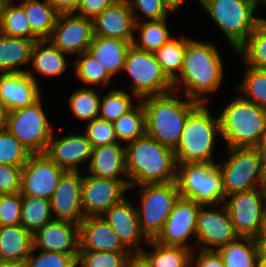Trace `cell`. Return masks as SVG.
<instances>
[{"label":"cell","mask_w":266,"mask_h":267,"mask_svg":"<svg viewBox=\"0 0 266 267\" xmlns=\"http://www.w3.org/2000/svg\"><path fill=\"white\" fill-rule=\"evenodd\" d=\"M220 52L212 41H201L186 35L183 66L173 81V90L182 91L181 94L188 98L209 104L212 100L210 94L220 91L225 77Z\"/></svg>","instance_id":"cell-1"},{"label":"cell","mask_w":266,"mask_h":267,"mask_svg":"<svg viewBox=\"0 0 266 267\" xmlns=\"http://www.w3.org/2000/svg\"><path fill=\"white\" fill-rule=\"evenodd\" d=\"M129 187L170 183L177 178L174 150L145 134L125 145Z\"/></svg>","instance_id":"cell-2"},{"label":"cell","mask_w":266,"mask_h":267,"mask_svg":"<svg viewBox=\"0 0 266 267\" xmlns=\"http://www.w3.org/2000/svg\"><path fill=\"white\" fill-rule=\"evenodd\" d=\"M179 94L172 90L141 99L146 115V134L172 150L179 144L188 115L200 104L183 94L181 98Z\"/></svg>","instance_id":"cell-3"},{"label":"cell","mask_w":266,"mask_h":267,"mask_svg":"<svg viewBox=\"0 0 266 267\" xmlns=\"http://www.w3.org/2000/svg\"><path fill=\"white\" fill-rule=\"evenodd\" d=\"M209 108L208 103H200L188 115L174 150L177 165L217 163L214 151L222 142L219 140L222 139L221 125L219 115L213 114Z\"/></svg>","instance_id":"cell-4"},{"label":"cell","mask_w":266,"mask_h":267,"mask_svg":"<svg viewBox=\"0 0 266 267\" xmlns=\"http://www.w3.org/2000/svg\"><path fill=\"white\" fill-rule=\"evenodd\" d=\"M237 95L218 113L222 140L225 147L256 148L266 127V109Z\"/></svg>","instance_id":"cell-5"},{"label":"cell","mask_w":266,"mask_h":267,"mask_svg":"<svg viewBox=\"0 0 266 267\" xmlns=\"http://www.w3.org/2000/svg\"><path fill=\"white\" fill-rule=\"evenodd\" d=\"M231 45L234 55L259 24L257 0H196Z\"/></svg>","instance_id":"cell-6"},{"label":"cell","mask_w":266,"mask_h":267,"mask_svg":"<svg viewBox=\"0 0 266 267\" xmlns=\"http://www.w3.org/2000/svg\"><path fill=\"white\" fill-rule=\"evenodd\" d=\"M133 188L139 193V204L137 202L135 207L141 231L148 240H153L162 231L180 196L177 182L143 184L129 187V190Z\"/></svg>","instance_id":"cell-7"},{"label":"cell","mask_w":266,"mask_h":267,"mask_svg":"<svg viewBox=\"0 0 266 267\" xmlns=\"http://www.w3.org/2000/svg\"><path fill=\"white\" fill-rule=\"evenodd\" d=\"M176 182L181 197L201 206L224 204L226 194L217 163L177 165Z\"/></svg>","instance_id":"cell-8"},{"label":"cell","mask_w":266,"mask_h":267,"mask_svg":"<svg viewBox=\"0 0 266 267\" xmlns=\"http://www.w3.org/2000/svg\"><path fill=\"white\" fill-rule=\"evenodd\" d=\"M227 157L217 165L223 177L226 196L260 188L263 180V155L256 148L225 147Z\"/></svg>","instance_id":"cell-9"},{"label":"cell","mask_w":266,"mask_h":267,"mask_svg":"<svg viewBox=\"0 0 266 267\" xmlns=\"http://www.w3.org/2000/svg\"><path fill=\"white\" fill-rule=\"evenodd\" d=\"M42 96L33 105L8 111L6 128L31 154L44 153L54 127L48 119Z\"/></svg>","instance_id":"cell-10"},{"label":"cell","mask_w":266,"mask_h":267,"mask_svg":"<svg viewBox=\"0 0 266 267\" xmlns=\"http://www.w3.org/2000/svg\"><path fill=\"white\" fill-rule=\"evenodd\" d=\"M131 77L130 93L140 100L173 90V82L163 72L152 52L140 50L133 45L128 50L123 68V76Z\"/></svg>","instance_id":"cell-11"},{"label":"cell","mask_w":266,"mask_h":267,"mask_svg":"<svg viewBox=\"0 0 266 267\" xmlns=\"http://www.w3.org/2000/svg\"><path fill=\"white\" fill-rule=\"evenodd\" d=\"M224 205L239 237L259 234L266 205V192L261 187L226 196Z\"/></svg>","instance_id":"cell-12"},{"label":"cell","mask_w":266,"mask_h":267,"mask_svg":"<svg viewBox=\"0 0 266 267\" xmlns=\"http://www.w3.org/2000/svg\"><path fill=\"white\" fill-rule=\"evenodd\" d=\"M238 237L224 204L200 207L197 215L196 249L217 251Z\"/></svg>","instance_id":"cell-13"},{"label":"cell","mask_w":266,"mask_h":267,"mask_svg":"<svg viewBox=\"0 0 266 267\" xmlns=\"http://www.w3.org/2000/svg\"><path fill=\"white\" fill-rule=\"evenodd\" d=\"M81 201L84 217L102 216L129 192V180L97 178L82 172Z\"/></svg>","instance_id":"cell-14"},{"label":"cell","mask_w":266,"mask_h":267,"mask_svg":"<svg viewBox=\"0 0 266 267\" xmlns=\"http://www.w3.org/2000/svg\"><path fill=\"white\" fill-rule=\"evenodd\" d=\"M200 207L201 205L195 201L179 196L162 231L154 240L163 245L183 246L194 251L197 215ZM192 238L195 244L193 240L190 242Z\"/></svg>","instance_id":"cell-15"},{"label":"cell","mask_w":266,"mask_h":267,"mask_svg":"<svg viewBox=\"0 0 266 267\" xmlns=\"http://www.w3.org/2000/svg\"><path fill=\"white\" fill-rule=\"evenodd\" d=\"M95 38L94 21L70 13L58 15L49 40L59 50L74 58L86 52Z\"/></svg>","instance_id":"cell-16"},{"label":"cell","mask_w":266,"mask_h":267,"mask_svg":"<svg viewBox=\"0 0 266 267\" xmlns=\"http://www.w3.org/2000/svg\"><path fill=\"white\" fill-rule=\"evenodd\" d=\"M64 172L45 153L31 154L22 167L20 193L50 200Z\"/></svg>","instance_id":"cell-17"},{"label":"cell","mask_w":266,"mask_h":267,"mask_svg":"<svg viewBox=\"0 0 266 267\" xmlns=\"http://www.w3.org/2000/svg\"><path fill=\"white\" fill-rule=\"evenodd\" d=\"M55 132L57 131H54L44 153L65 171L83 172L82 165L87 169L93 148L84 132H70L60 137Z\"/></svg>","instance_id":"cell-18"},{"label":"cell","mask_w":266,"mask_h":267,"mask_svg":"<svg viewBox=\"0 0 266 267\" xmlns=\"http://www.w3.org/2000/svg\"><path fill=\"white\" fill-rule=\"evenodd\" d=\"M80 225L52 219L32 235L33 249L59 252L78 257L80 252Z\"/></svg>","instance_id":"cell-19"},{"label":"cell","mask_w":266,"mask_h":267,"mask_svg":"<svg viewBox=\"0 0 266 267\" xmlns=\"http://www.w3.org/2000/svg\"><path fill=\"white\" fill-rule=\"evenodd\" d=\"M102 217L117 233L123 245L134 255L138 254L148 243V239L142 233L136 207L127 196L119 203L114 204Z\"/></svg>","instance_id":"cell-20"},{"label":"cell","mask_w":266,"mask_h":267,"mask_svg":"<svg viewBox=\"0 0 266 267\" xmlns=\"http://www.w3.org/2000/svg\"><path fill=\"white\" fill-rule=\"evenodd\" d=\"M82 172L65 171L50 198L54 219L80 224L85 218L81 201Z\"/></svg>","instance_id":"cell-21"},{"label":"cell","mask_w":266,"mask_h":267,"mask_svg":"<svg viewBox=\"0 0 266 267\" xmlns=\"http://www.w3.org/2000/svg\"><path fill=\"white\" fill-rule=\"evenodd\" d=\"M96 36L133 42L135 19L126 0H116L94 19Z\"/></svg>","instance_id":"cell-22"},{"label":"cell","mask_w":266,"mask_h":267,"mask_svg":"<svg viewBox=\"0 0 266 267\" xmlns=\"http://www.w3.org/2000/svg\"><path fill=\"white\" fill-rule=\"evenodd\" d=\"M68 56L70 55L55 47L49 39L36 40L31 51L29 65L31 67L26 73L38 84L40 76L45 79L58 78V76L64 75L70 66L73 67V60L67 59ZM35 75L39 77L37 78Z\"/></svg>","instance_id":"cell-23"},{"label":"cell","mask_w":266,"mask_h":267,"mask_svg":"<svg viewBox=\"0 0 266 267\" xmlns=\"http://www.w3.org/2000/svg\"><path fill=\"white\" fill-rule=\"evenodd\" d=\"M41 97L40 84L27 73H0V101L8 111L33 105Z\"/></svg>","instance_id":"cell-24"},{"label":"cell","mask_w":266,"mask_h":267,"mask_svg":"<svg viewBox=\"0 0 266 267\" xmlns=\"http://www.w3.org/2000/svg\"><path fill=\"white\" fill-rule=\"evenodd\" d=\"M80 225V251L130 252L102 217H85Z\"/></svg>","instance_id":"cell-25"},{"label":"cell","mask_w":266,"mask_h":267,"mask_svg":"<svg viewBox=\"0 0 266 267\" xmlns=\"http://www.w3.org/2000/svg\"><path fill=\"white\" fill-rule=\"evenodd\" d=\"M86 171L97 178L128 180L125 145L115 142L93 148Z\"/></svg>","instance_id":"cell-26"},{"label":"cell","mask_w":266,"mask_h":267,"mask_svg":"<svg viewBox=\"0 0 266 267\" xmlns=\"http://www.w3.org/2000/svg\"><path fill=\"white\" fill-rule=\"evenodd\" d=\"M131 45L132 42L125 40L96 36L89 45L87 52L113 78L118 72H123L124 63Z\"/></svg>","instance_id":"cell-27"},{"label":"cell","mask_w":266,"mask_h":267,"mask_svg":"<svg viewBox=\"0 0 266 267\" xmlns=\"http://www.w3.org/2000/svg\"><path fill=\"white\" fill-rule=\"evenodd\" d=\"M32 248V234L21 224L0 226V261L25 262Z\"/></svg>","instance_id":"cell-28"},{"label":"cell","mask_w":266,"mask_h":267,"mask_svg":"<svg viewBox=\"0 0 266 267\" xmlns=\"http://www.w3.org/2000/svg\"><path fill=\"white\" fill-rule=\"evenodd\" d=\"M33 44V40L0 33V73H26L24 66L30 64Z\"/></svg>","instance_id":"cell-29"},{"label":"cell","mask_w":266,"mask_h":267,"mask_svg":"<svg viewBox=\"0 0 266 267\" xmlns=\"http://www.w3.org/2000/svg\"><path fill=\"white\" fill-rule=\"evenodd\" d=\"M145 246L138 255L149 267H191L193 250L189 248L163 245L154 239L149 240ZM147 246L152 249L149 250Z\"/></svg>","instance_id":"cell-30"},{"label":"cell","mask_w":266,"mask_h":267,"mask_svg":"<svg viewBox=\"0 0 266 267\" xmlns=\"http://www.w3.org/2000/svg\"><path fill=\"white\" fill-rule=\"evenodd\" d=\"M31 27L32 33L39 39H49L55 27L59 13L47 0H20Z\"/></svg>","instance_id":"cell-31"},{"label":"cell","mask_w":266,"mask_h":267,"mask_svg":"<svg viewBox=\"0 0 266 267\" xmlns=\"http://www.w3.org/2000/svg\"><path fill=\"white\" fill-rule=\"evenodd\" d=\"M0 33L10 37L39 40L31 31L24 7L15 0H0Z\"/></svg>","instance_id":"cell-32"},{"label":"cell","mask_w":266,"mask_h":267,"mask_svg":"<svg viewBox=\"0 0 266 267\" xmlns=\"http://www.w3.org/2000/svg\"><path fill=\"white\" fill-rule=\"evenodd\" d=\"M168 19L136 22L134 34L138 36L134 37L132 45L140 50L155 53L172 38Z\"/></svg>","instance_id":"cell-33"},{"label":"cell","mask_w":266,"mask_h":267,"mask_svg":"<svg viewBox=\"0 0 266 267\" xmlns=\"http://www.w3.org/2000/svg\"><path fill=\"white\" fill-rule=\"evenodd\" d=\"M225 267H257L258 254L254 238L238 237L217 250Z\"/></svg>","instance_id":"cell-34"},{"label":"cell","mask_w":266,"mask_h":267,"mask_svg":"<svg viewBox=\"0 0 266 267\" xmlns=\"http://www.w3.org/2000/svg\"><path fill=\"white\" fill-rule=\"evenodd\" d=\"M53 218L50 200L22 195L20 224L32 235Z\"/></svg>","instance_id":"cell-35"},{"label":"cell","mask_w":266,"mask_h":267,"mask_svg":"<svg viewBox=\"0 0 266 267\" xmlns=\"http://www.w3.org/2000/svg\"><path fill=\"white\" fill-rule=\"evenodd\" d=\"M73 69L74 76L77 77L76 80L84 84L82 87L100 89V87L110 86L112 77L87 51L75 56L73 59Z\"/></svg>","instance_id":"cell-36"},{"label":"cell","mask_w":266,"mask_h":267,"mask_svg":"<svg viewBox=\"0 0 266 267\" xmlns=\"http://www.w3.org/2000/svg\"><path fill=\"white\" fill-rule=\"evenodd\" d=\"M134 101L136 103H133ZM139 101L141 100L128 90L110 88L107 93L101 95L98 118L113 123L132 110Z\"/></svg>","instance_id":"cell-37"},{"label":"cell","mask_w":266,"mask_h":267,"mask_svg":"<svg viewBox=\"0 0 266 267\" xmlns=\"http://www.w3.org/2000/svg\"><path fill=\"white\" fill-rule=\"evenodd\" d=\"M186 51V34L174 35L154 54L163 72L173 82L181 73Z\"/></svg>","instance_id":"cell-38"},{"label":"cell","mask_w":266,"mask_h":267,"mask_svg":"<svg viewBox=\"0 0 266 267\" xmlns=\"http://www.w3.org/2000/svg\"><path fill=\"white\" fill-rule=\"evenodd\" d=\"M90 87H80L73 91L68 98L69 110L73 117L80 122H89L98 118L100 107V92ZM99 92V93H98Z\"/></svg>","instance_id":"cell-39"},{"label":"cell","mask_w":266,"mask_h":267,"mask_svg":"<svg viewBox=\"0 0 266 267\" xmlns=\"http://www.w3.org/2000/svg\"><path fill=\"white\" fill-rule=\"evenodd\" d=\"M242 63L251 67L266 69V23L259 22L246 41L236 50Z\"/></svg>","instance_id":"cell-40"},{"label":"cell","mask_w":266,"mask_h":267,"mask_svg":"<svg viewBox=\"0 0 266 267\" xmlns=\"http://www.w3.org/2000/svg\"><path fill=\"white\" fill-rule=\"evenodd\" d=\"M117 141L124 145L146 134V115L142 101L113 122Z\"/></svg>","instance_id":"cell-41"},{"label":"cell","mask_w":266,"mask_h":267,"mask_svg":"<svg viewBox=\"0 0 266 267\" xmlns=\"http://www.w3.org/2000/svg\"><path fill=\"white\" fill-rule=\"evenodd\" d=\"M245 66L241 83L234 89L242 98L266 109V69ZM238 91V92H237Z\"/></svg>","instance_id":"cell-42"},{"label":"cell","mask_w":266,"mask_h":267,"mask_svg":"<svg viewBox=\"0 0 266 267\" xmlns=\"http://www.w3.org/2000/svg\"><path fill=\"white\" fill-rule=\"evenodd\" d=\"M31 153L7 129L0 130V164L23 167Z\"/></svg>","instance_id":"cell-43"},{"label":"cell","mask_w":266,"mask_h":267,"mask_svg":"<svg viewBox=\"0 0 266 267\" xmlns=\"http://www.w3.org/2000/svg\"><path fill=\"white\" fill-rule=\"evenodd\" d=\"M133 256L131 252L80 251L77 257L78 267H126Z\"/></svg>","instance_id":"cell-44"},{"label":"cell","mask_w":266,"mask_h":267,"mask_svg":"<svg viewBox=\"0 0 266 267\" xmlns=\"http://www.w3.org/2000/svg\"><path fill=\"white\" fill-rule=\"evenodd\" d=\"M126 1L128 2L130 9L132 10L135 22H143L146 21V19L147 21L161 20L168 18L170 14L172 15V13L164 5L162 0H126Z\"/></svg>","instance_id":"cell-45"},{"label":"cell","mask_w":266,"mask_h":267,"mask_svg":"<svg viewBox=\"0 0 266 267\" xmlns=\"http://www.w3.org/2000/svg\"><path fill=\"white\" fill-rule=\"evenodd\" d=\"M27 267H77V257L59 252L31 250L25 261Z\"/></svg>","instance_id":"cell-46"},{"label":"cell","mask_w":266,"mask_h":267,"mask_svg":"<svg viewBox=\"0 0 266 267\" xmlns=\"http://www.w3.org/2000/svg\"><path fill=\"white\" fill-rule=\"evenodd\" d=\"M83 132L91 143L92 148L118 142L113 123L100 118L87 122Z\"/></svg>","instance_id":"cell-47"},{"label":"cell","mask_w":266,"mask_h":267,"mask_svg":"<svg viewBox=\"0 0 266 267\" xmlns=\"http://www.w3.org/2000/svg\"><path fill=\"white\" fill-rule=\"evenodd\" d=\"M22 194L0 195V226L20 224Z\"/></svg>","instance_id":"cell-48"},{"label":"cell","mask_w":266,"mask_h":267,"mask_svg":"<svg viewBox=\"0 0 266 267\" xmlns=\"http://www.w3.org/2000/svg\"><path fill=\"white\" fill-rule=\"evenodd\" d=\"M21 172L22 167L0 164V195L20 192Z\"/></svg>","instance_id":"cell-49"},{"label":"cell","mask_w":266,"mask_h":267,"mask_svg":"<svg viewBox=\"0 0 266 267\" xmlns=\"http://www.w3.org/2000/svg\"><path fill=\"white\" fill-rule=\"evenodd\" d=\"M191 267H225V265L218 251L195 249L192 253Z\"/></svg>","instance_id":"cell-50"},{"label":"cell","mask_w":266,"mask_h":267,"mask_svg":"<svg viewBox=\"0 0 266 267\" xmlns=\"http://www.w3.org/2000/svg\"><path fill=\"white\" fill-rule=\"evenodd\" d=\"M116 0H81L78 10L75 13L78 16L88 19H94L101 14Z\"/></svg>","instance_id":"cell-51"},{"label":"cell","mask_w":266,"mask_h":267,"mask_svg":"<svg viewBox=\"0 0 266 267\" xmlns=\"http://www.w3.org/2000/svg\"><path fill=\"white\" fill-rule=\"evenodd\" d=\"M59 14L76 13L81 0H47Z\"/></svg>","instance_id":"cell-52"},{"label":"cell","mask_w":266,"mask_h":267,"mask_svg":"<svg viewBox=\"0 0 266 267\" xmlns=\"http://www.w3.org/2000/svg\"><path fill=\"white\" fill-rule=\"evenodd\" d=\"M254 241L257 248L258 261L266 262V234H258Z\"/></svg>","instance_id":"cell-53"},{"label":"cell","mask_w":266,"mask_h":267,"mask_svg":"<svg viewBox=\"0 0 266 267\" xmlns=\"http://www.w3.org/2000/svg\"><path fill=\"white\" fill-rule=\"evenodd\" d=\"M164 5L168 8V10L173 14H176L177 11L185 4L188 0H162ZM195 1V0H194Z\"/></svg>","instance_id":"cell-54"},{"label":"cell","mask_w":266,"mask_h":267,"mask_svg":"<svg viewBox=\"0 0 266 267\" xmlns=\"http://www.w3.org/2000/svg\"><path fill=\"white\" fill-rule=\"evenodd\" d=\"M126 267H149V266L138 254H134L128 260Z\"/></svg>","instance_id":"cell-55"},{"label":"cell","mask_w":266,"mask_h":267,"mask_svg":"<svg viewBox=\"0 0 266 267\" xmlns=\"http://www.w3.org/2000/svg\"><path fill=\"white\" fill-rule=\"evenodd\" d=\"M8 110L3 102L0 101V130L6 128Z\"/></svg>","instance_id":"cell-56"},{"label":"cell","mask_w":266,"mask_h":267,"mask_svg":"<svg viewBox=\"0 0 266 267\" xmlns=\"http://www.w3.org/2000/svg\"><path fill=\"white\" fill-rule=\"evenodd\" d=\"M256 149L263 155V158H266V127L261 135Z\"/></svg>","instance_id":"cell-57"},{"label":"cell","mask_w":266,"mask_h":267,"mask_svg":"<svg viewBox=\"0 0 266 267\" xmlns=\"http://www.w3.org/2000/svg\"><path fill=\"white\" fill-rule=\"evenodd\" d=\"M0 267H27L25 262L0 261Z\"/></svg>","instance_id":"cell-58"},{"label":"cell","mask_w":266,"mask_h":267,"mask_svg":"<svg viewBox=\"0 0 266 267\" xmlns=\"http://www.w3.org/2000/svg\"><path fill=\"white\" fill-rule=\"evenodd\" d=\"M259 234H266V205H265L264 211H263L262 224H261Z\"/></svg>","instance_id":"cell-59"},{"label":"cell","mask_w":266,"mask_h":267,"mask_svg":"<svg viewBox=\"0 0 266 267\" xmlns=\"http://www.w3.org/2000/svg\"><path fill=\"white\" fill-rule=\"evenodd\" d=\"M261 188L266 192V158H264L263 162V180Z\"/></svg>","instance_id":"cell-60"},{"label":"cell","mask_w":266,"mask_h":267,"mask_svg":"<svg viewBox=\"0 0 266 267\" xmlns=\"http://www.w3.org/2000/svg\"><path fill=\"white\" fill-rule=\"evenodd\" d=\"M262 4H264L265 7H266V0H257L258 8H259L260 6H262ZM259 21L262 22V23H266V17H262V16L259 17Z\"/></svg>","instance_id":"cell-61"},{"label":"cell","mask_w":266,"mask_h":267,"mask_svg":"<svg viewBox=\"0 0 266 267\" xmlns=\"http://www.w3.org/2000/svg\"><path fill=\"white\" fill-rule=\"evenodd\" d=\"M257 267H266V262H258Z\"/></svg>","instance_id":"cell-62"}]
</instances>
